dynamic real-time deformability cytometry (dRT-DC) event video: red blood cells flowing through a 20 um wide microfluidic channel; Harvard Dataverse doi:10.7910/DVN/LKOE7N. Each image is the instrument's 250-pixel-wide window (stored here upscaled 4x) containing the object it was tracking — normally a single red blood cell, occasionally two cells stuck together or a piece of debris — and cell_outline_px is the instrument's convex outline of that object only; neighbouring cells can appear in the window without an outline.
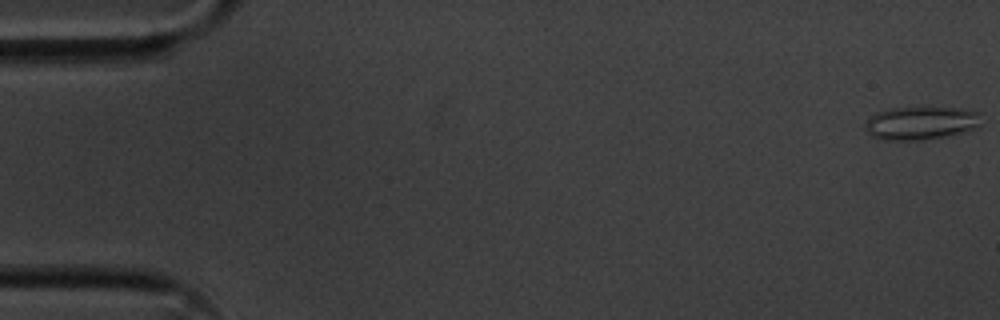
{"species": "common noctule bat (a hibernating species)", "species_latin": "Nyctalus noctula", "temperature_condition": "cold", "stored_images_in_passage": 56, "camera_frame_rate_fps": 3000, "um_per_image_px": 0.085, "animal": {"sex": "male", "body_mass_g": 20.1, "forearm_length_mm": 53.5}, "frame": {"image": 1, "passage_image": 1, "time_ms": 0.0, "image_size_px": [1000, 320], "cell_outline_px": [[980, 124], [976, 128], [968, 132], [948, 136], [924, 140], [884, 140], [872, 136], [864, 128], [864, 124], [868, 116], [876, 112], [888, 108], [960, 108], [980, 112]], "centroid_in_image_um": [78.27, 10.47], "position_along_channel_um": 6.7, "area_um2": 22.83}}
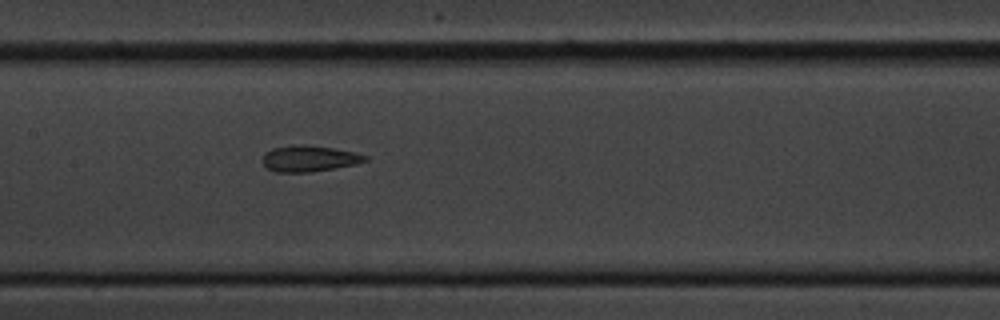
{"frame": {"image": 2, "passage_image": 27, "time_ms": 8.667, "image_size_px": [1000, 320], "cell_outline_px": [[368, 160], [356, 164], [312, 172], [276, 172], [268, 168], [260, 160], [264, 152], [272, 148], [292, 144], [304, 144], [332, 148], [356, 152], [368, 156]], "centroid_in_image_um": [26.25, 13.46], "position_along_channel_um": 181.1, "area_um2": 15.84}}
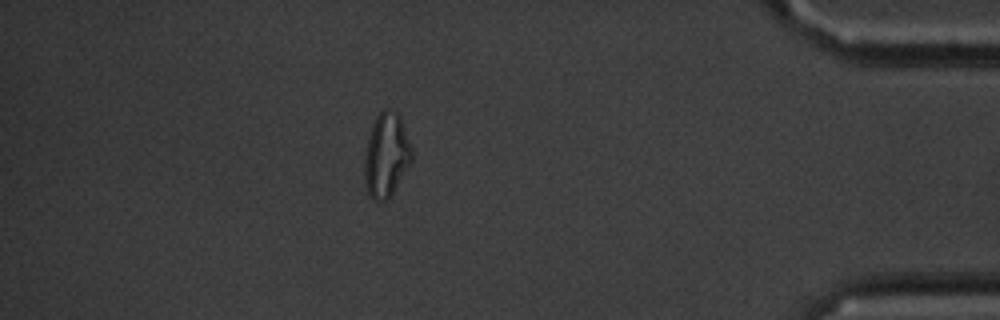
{"frame": {"image": 3, "passage_image": 49, "time_ms": 16.0, "image_size_px": [1000, 320], "cell_outline_px": [[412, 160], [388, 200], [372, 200], [368, 196], [364, 184], [364, 156], [368, 136], [372, 124], [376, 116], [384, 108], [388, 108], [396, 112], [400, 116], [412, 148]], "centroid_in_image_um": [32.81, 13.19], "position_along_channel_um": 402.4, "area_um2": 23.41}, "authors_computed_cell_mechanics": {"area_um2": 17.3689, "velocity_mm_per_s": 3.6036, "shape_relaxation_time_tau1_ms": null, "shape_relaxation_time_tau2_ms": 2.6782, "deformation_change_tau1": null, "deformation_change_tau2": 0.1162}}